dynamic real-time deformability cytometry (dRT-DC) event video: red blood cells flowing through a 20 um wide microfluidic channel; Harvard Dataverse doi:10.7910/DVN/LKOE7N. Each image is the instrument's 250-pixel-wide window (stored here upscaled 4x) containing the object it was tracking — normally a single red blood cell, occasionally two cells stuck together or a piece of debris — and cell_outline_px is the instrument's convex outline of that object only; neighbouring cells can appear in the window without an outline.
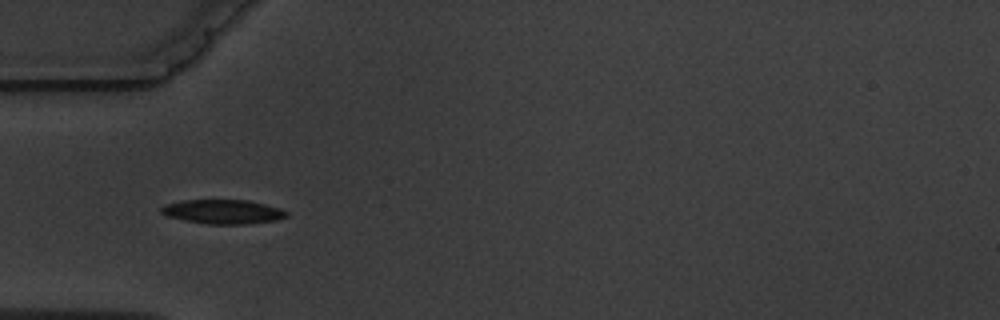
{"species": "common noctule bat (a hibernating species)", "species_latin": "Nyctalus noctula", "temperature_condition": "warm", "stored_images_in_passage": 4, "camera_frame_rate_fps": 3000, "um_per_image_px": 0.085, "animal": {"sex": "male", "body_mass_g": 19.5, "forearm_length_mm": 54.6}, "frame": {"image": 1, "passage_image": 1, "time_ms": 0.0, "image_size_px": [1000, 320], "cell_outline_px": [[288, 216], [276, 220], [244, 224], [208, 224], [168, 216], [160, 212], [160, 208], [164, 204], [180, 200], [248, 200], [280, 208], [288, 212]], "centroid_in_image_um": [18.95, 17.98], "position_along_channel_um": 66.1, "area_um2": 17.57}}
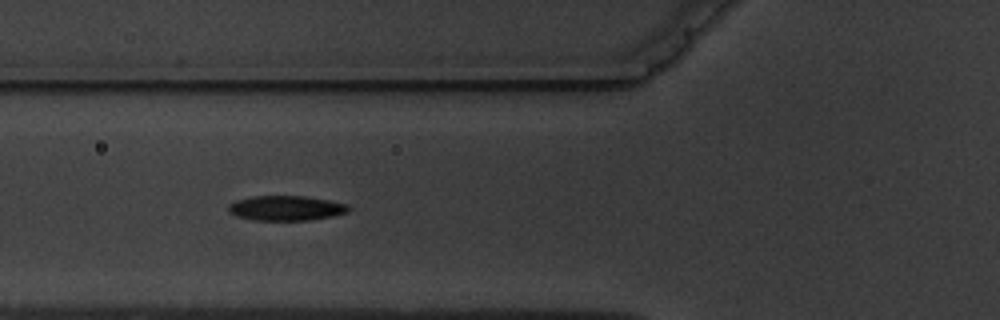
{"frame": {"image": 2, "passage_image": 2, "time_ms": 1.0, "image_size_px": [1000, 320], "cell_outline_px": [[352, 208], [348, 212], [332, 216], [312, 220], [252, 220], [236, 216], [228, 212], [228, 204], [236, 200], [252, 196], [304, 196], [328, 200], [348, 204]], "centroid_in_image_um": [24.31, 17.69], "position_along_channel_um": 101.5, "area_um2": 17.57}}
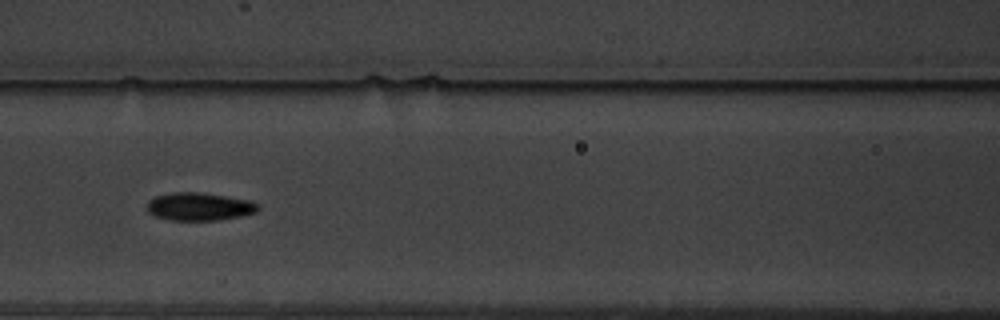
{"frame": {"image": 3, "passage_image": 3, "time_ms": 2.333, "image_size_px": [1000, 320], "cell_outline_px": [[260, 208], [256, 212], [240, 216], [216, 220], [168, 220], [156, 216], [148, 212], [148, 200], [156, 196], [172, 192], [200, 192], [248, 200], [260, 204]], "centroid_in_image_um": [16.94, 17.56], "position_along_channel_um": 149.7, "area_um2": 17.98}}